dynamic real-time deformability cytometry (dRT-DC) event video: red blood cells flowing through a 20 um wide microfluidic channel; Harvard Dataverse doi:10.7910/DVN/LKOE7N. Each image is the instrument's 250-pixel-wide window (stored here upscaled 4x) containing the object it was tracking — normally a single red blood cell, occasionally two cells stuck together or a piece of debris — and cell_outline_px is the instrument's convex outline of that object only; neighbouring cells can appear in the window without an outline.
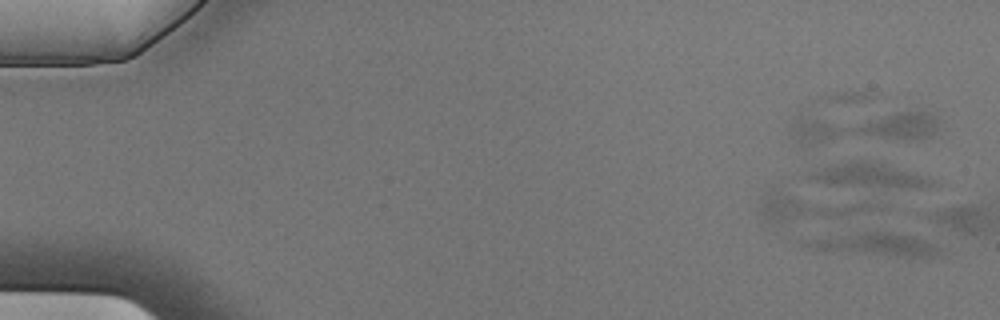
{"species": "Egyptian fruit bat (a non-hibernating species)", "species_latin": "Rousettus aegyptiacus", "temperature_condition": "cold", "stored_images_in_passage": 6, "camera_frame_rate_fps": 3000, "um_per_image_px": 0.085, "animal": {"sex": "male"}, "frame": {"image": 1, "passage_image": 6, "time_ms": 1.667, "image_size_px": [1000, 320], "cell_outline_px": [[944, 252], [936, 256], [924, 260], [824, 252], [800, 244], [800, 240], [864, 228], [876, 228], [916, 236], [936, 244], [944, 248]], "centroid_in_image_um": [74.42, 20.77], "position_along_channel_um": 10.6, "area_um2": 21.1}}